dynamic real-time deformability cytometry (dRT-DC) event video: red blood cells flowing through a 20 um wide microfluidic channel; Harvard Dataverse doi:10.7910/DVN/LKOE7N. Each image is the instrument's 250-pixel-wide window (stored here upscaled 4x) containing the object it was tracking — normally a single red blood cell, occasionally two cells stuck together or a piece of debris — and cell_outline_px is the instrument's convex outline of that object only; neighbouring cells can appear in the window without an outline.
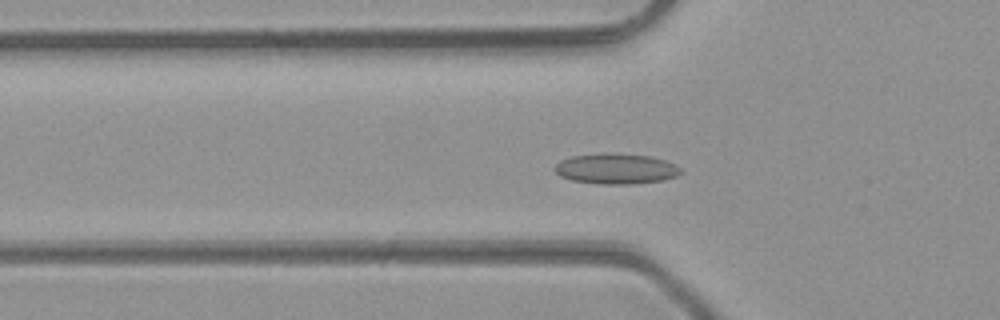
{"species": "common noctule bat (a hibernating species)", "species_latin": "Nyctalus noctula", "temperature_condition": "room temperature", "stored_images_in_passage": 43, "camera_frame_rate_fps": 3000, "um_per_image_px": 0.085, "animal": {"sex": "male", "body_mass_g": 23.1, "forearm_length_mm": 52.7}, "frame": {"image": 1, "passage_image": 11, "time_ms": 3.333, "image_size_px": [1000, 320], "cell_outline_px": [[684, 172], [676, 176], [664, 180], [632, 184], [596, 184], [572, 180], [560, 176], [552, 168], [560, 160], [572, 156], [604, 152], [652, 156], [664, 160], [680, 168]], "centroid_in_image_um": [52.33, 14.34], "position_along_channel_um": 73.5, "area_um2": 22.6}}
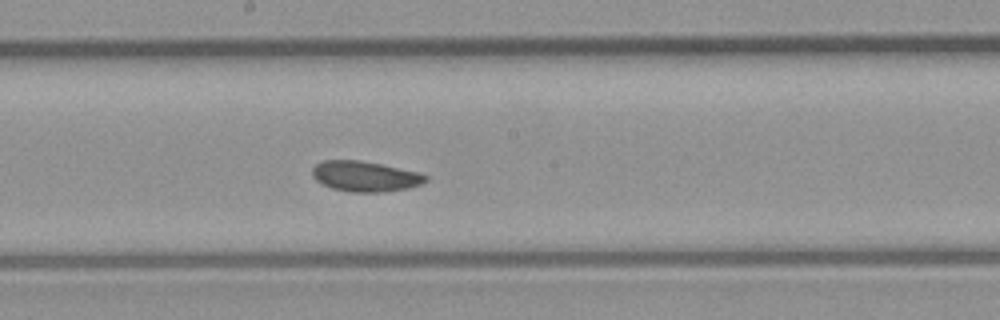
{"frame": {"image": 2, "passage_image": 21, "time_ms": 6.667, "image_size_px": [1000, 320], "cell_outline_px": [[428, 180], [420, 184], [408, 188], [384, 192], [352, 192], [332, 188], [320, 184], [312, 176], [312, 168], [316, 164], [324, 160], [360, 160], [380, 164], [416, 172], [428, 176]], "centroid_in_image_um": [30.99, 14.99], "position_along_channel_um": 217.2, "area_um2": 20.0}}
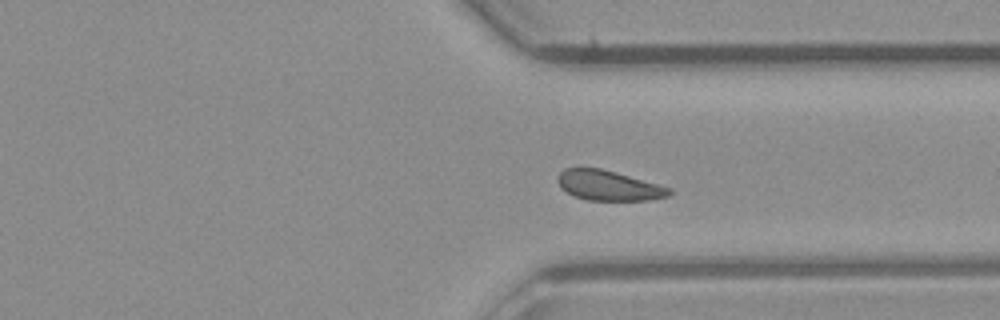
{"frame": {"image": 3, "passage_image": 31, "time_ms": 10.0, "image_size_px": [1000, 320], "cell_outline_px": [[672, 192], [668, 196], [648, 200], [588, 200], [576, 196], [560, 188], [556, 180], [556, 176], [564, 168], [600, 168], [616, 172], [672, 188]], "centroid_in_image_um": [51.71, 15.76], "position_along_channel_um": 359.7, "area_um2": 19.48}, "authors_computed_cell_mechanics": {"area_um2": 20.4612, "velocity_mm_per_s": 4.2832, "shape_relaxation_time_tau1_ms": null, "shape_relaxation_time_tau2_ms": 1.846, "deformation_change_tau1": null, "deformation_change_tau2": 0.0764}}